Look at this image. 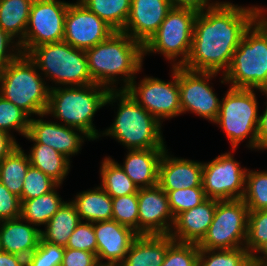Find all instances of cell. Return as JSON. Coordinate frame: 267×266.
<instances>
[{"mask_svg": "<svg viewBox=\"0 0 267 266\" xmlns=\"http://www.w3.org/2000/svg\"><path fill=\"white\" fill-rule=\"evenodd\" d=\"M85 53L94 83L110 90H117L119 80L122 86L118 90H124L142 71L143 45L121 31H115Z\"/></svg>", "mask_w": 267, "mask_h": 266, "instance_id": "7a4b0ae2", "label": "cell"}, {"mask_svg": "<svg viewBox=\"0 0 267 266\" xmlns=\"http://www.w3.org/2000/svg\"><path fill=\"white\" fill-rule=\"evenodd\" d=\"M139 235H167L174 224L168 195L158 185L138 189Z\"/></svg>", "mask_w": 267, "mask_h": 266, "instance_id": "e0dca14e", "label": "cell"}, {"mask_svg": "<svg viewBox=\"0 0 267 266\" xmlns=\"http://www.w3.org/2000/svg\"><path fill=\"white\" fill-rule=\"evenodd\" d=\"M256 20L254 5L238 6L228 1L198 12L190 55L183 67L224 75L244 33Z\"/></svg>", "mask_w": 267, "mask_h": 266, "instance_id": "6da1fadb", "label": "cell"}, {"mask_svg": "<svg viewBox=\"0 0 267 266\" xmlns=\"http://www.w3.org/2000/svg\"><path fill=\"white\" fill-rule=\"evenodd\" d=\"M71 202L81 221L95 223L112 220V197L100 185L79 192Z\"/></svg>", "mask_w": 267, "mask_h": 266, "instance_id": "d4e9b609", "label": "cell"}, {"mask_svg": "<svg viewBox=\"0 0 267 266\" xmlns=\"http://www.w3.org/2000/svg\"><path fill=\"white\" fill-rule=\"evenodd\" d=\"M199 251L196 243L173 240L168 245L162 266H199Z\"/></svg>", "mask_w": 267, "mask_h": 266, "instance_id": "74e56055", "label": "cell"}, {"mask_svg": "<svg viewBox=\"0 0 267 266\" xmlns=\"http://www.w3.org/2000/svg\"><path fill=\"white\" fill-rule=\"evenodd\" d=\"M27 55L41 70L45 81H52L49 89L57 85L69 87L95 84L88 70L85 50L77 49L65 41L34 47Z\"/></svg>", "mask_w": 267, "mask_h": 266, "instance_id": "52a82bcc", "label": "cell"}, {"mask_svg": "<svg viewBox=\"0 0 267 266\" xmlns=\"http://www.w3.org/2000/svg\"><path fill=\"white\" fill-rule=\"evenodd\" d=\"M218 201L207 198L200 205L178 214L169 235L174 241L198 244L212 223Z\"/></svg>", "mask_w": 267, "mask_h": 266, "instance_id": "44dd1931", "label": "cell"}, {"mask_svg": "<svg viewBox=\"0 0 267 266\" xmlns=\"http://www.w3.org/2000/svg\"><path fill=\"white\" fill-rule=\"evenodd\" d=\"M0 266H26V258L2 251L0 253Z\"/></svg>", "mask_w": 267, "mask_h": 266, "instance_id": "681fc988", "label": "cell"}, {"mask_svg": "<svg viewBox=\"0 0 267 266\" xmlns=\"http://www.w3.org/2000/svg\"><path fill=\"white\" fill-rule=\"evenodd\" d=\"M218 73L193 71L178 66V86L182 114L191 112L212 123L220 111L221 100L213 90L212 78Z\"/></svg>", "mask_w": 267, "mask_h": 266, "instance_id": "5bb4252c", "label": "cell"}, {"mask_svg": "<svg viewBox=\"0 0 267 266\" xmlns=\"http://www.w3.org/2000/svg\"><path fill=\"white\" fill-rule=\"evenodd\" d=\"M100 186L112 197L126 196L138 192V187L126 175L123 168L112 157L106 156L100 166Z\"/></svg>", "mask_w": 267, "mask_h": 266, "instance_id": "4dcf8cb0", "label": "cell"}, {"mask_svg": "<svg viewBox=\"0 0 267 266\" xmlns=\"http://www.w3.org/2000/svg\"><path fill=\"white\" fill-rule=\"evenodd\" d=\"M60 186L57 185L52 191L39 197L24 200L21 205V217L38 228L40 225L45 226L66 202L56 190Z\"/></svg>", "mask_w": 267, "mask_h": 266, "instance_id": "f1b7e54d", "label": "cell"}, {"mask_svg": "<svg viewBox=\"0 0 267 266\" xmlns=\"http://www.w3.org/2000/svg\"><path fill=\"white\" fill-rule=\"evenodd\" d=\"M33 1L0 0V27L18 44L24 40Z\"/></svg>", "mask_w": 267, "mask_h": 266, "instance_id": "83f0119b", "label": "cell"}, {"mask_svg": "<svg viewBox=\"0 0 267 266\" xmlns=\"http://www.w3.org/2000/svg\"><path fill=\"white\" fill-rule=\"evenodd\" d=\"M167 195L174 218L178 214L200 205L207 199L203 187L170 190Z\"/></svg>", "mask_w": 267, "mask_h": 266, "instance_id": "ab89813d", "label": "cell"}, {"mask_svg": "<svg viewBox=\"0 0 267 266\" xmlns=\"http://www.w3.org/2000/svg\"><path fill=\"white\" fill-rule=\"evenodd\" d=\"M58 184L45 173L32 165L29 166L23 181L21 203L52 191Z\"/></svg>", "mask_w": 267, "mask_h": 266, "instance_id": "f35d334b", "label": "cell"}, {"mask_svg": "<svg viewBox=\"0 0 267 266\" xmlns=\"http://www.w3.org/2000/svg\"><path fill=\"white\" fill-rule=\"evenodd\" d=\"M252 257L245 247L237 249H200L199 266H249Z\"/></svg>", "mask_w": 267, "mask_h": 266, "instance_id": "e575fe53", "label": "cell"}, {"mask_svg": "<svg viewBox=\"0 0 267 266\" xmlns=\"http://www.w3.org/2000/svg\"><path fill=\"white\" fill-rule=\"evenodd\" d=\"M249 209L242 199L218 201L199 249L222 250L245 247Z\"/></svg>", "mask_w": 267, "mask_h": 266, "instance_id": "30bf717a", "label": "cell"}, {"mask_svg": "<svg viewBox=\"0 0 267 266\" xmlns=\"http://www.w3.org/2000/svg\"><path fill=\"white\" fill-rule=\"evenodd\" d=\"M115 31H122L131 10V0H78Z\"/></svg>", "mask_w": 267, "mask_h": 266, "instance_id": "1f68e13d", "label": "cell"}, {"mask_svg": "<svg viewBox=\"0 0 267 266\" xmlns=\"http://www.w3.org/2000/svg\"><path fill=\"white\" fill-rule=\"evenodd\" d=\"M240 164L230 151L203 162L202 186L206 197L219 201L242 199L248 169Z\"/></svg>", "mask_w": 267, "mask_h": 266, "instance_id": "4fadbf2b", "label": "cell"}, {"mask_svg": "<svg viewBox=\"0 0 267 266\" xmlns=\"http://www.w3.org/2000/svg\"><path fill=\"white\" fill-rule=\"evenodd\" d=\"M30 116L0 95V130L11 134V130L25 136L29 129Z\"/></svg>", "mask_w": 267, "mask_h": 266, "instance_id": "d590c367", "label": "cell"}, {"mask_svg": "<svg viewBox=\"0 0 267 266\" xmlns=\"http://www.w3.org/2000/svg\"><path fill=\"white\" fill-rule=\"evenodd\" d=\"M21 200L0 181V221L21 217Z\"/></svg>", "mask_w": 267, "mask_h": 266, "instance_id": "7bdbcfd3", "label": "cell"}, {"mask_svg": "<svg viewBox=\"0 0 267 266\" xmlns=\"http://www.w3.org/2000/svg\"><path fill=\"white\" fill-rule=\"evenodd\" d=\"M39 72L35 62L23 53L0 70V95L30 117L45 114L48 106L49 84Z\"/></svg>", "mask_w": 267, "mask_h": 266, "instance_id": "8992f818", "label": "cell"}, {"mask_svg": "<svg viewBox=\"0 0 267 266\" xmlns=\"http://www.w3.org/2000/svg\"><path fill=\"white\" fill-rule=\"evenodd\" d=\"M46 114H41L38 119L30 118L29 129L24 136L33 143H41L52 147L60 154L70 158L82 150V145L86 140L91 141L90 137L82 130L65 126L55 121H46Z\"/></svg>", "mask_w": 267, "mask_h": 266, "instance_id": "2e32d148", "label": "cell"}, {"mask_svg": "<svg viewBox=\"0 0 267 266\" xmlns=\"http://www.w3.org/2000/svg\"><path fill=\"white\" fill-rule=\"evenodd\" d=\"M242 200L249 211L267 210V170H247Z\"/></svg>", "mask_w": 267, "mask_h": 266, "instance_id": "836d02e7", "label": "cell"}, {"mask_svg": "<svg viewBox=\"0 0 267 266\" xmlns=\"http://www.w3.org/2000/svg\"><path fill=\"white\" fill-rule=\"evenodd\" d=\"M172 8L169 0H131L130 15L121 32L144 46Z\"/></svg>", "mask_w": 267, "mask_h": 266, "instance_id": "d6986e66", "label": "cell"}, {"mask_svg": "<svg viewBox=\"0 0 267 266\" xmlns=\"http://www.w3.org/2000/svg\"><path fill=\"white\" fill-rule=\"evenodd\" d=\"M115 30L78 0L66 12L63 41L87 50L108 39Z\"/></svg>", "mask_w": 267, "mask_h": 266, "instance_id": "9a60e30c", "label": "cell"}, {"mask_svg": "<svg viewBox=\"0 0 267 266\" xmlns=\"http://www.w3.org/2000/svg\"><path fill=\"white\" fill-rule=\"evenodd\" d=\"M171 81L146 76L140 82L136 77L124 89L147 112L161 123L182 114L178 86V66L171 70Z\"/></svg>", "mask_w": 267, "mask_h": 266, "instance_id": "8fae6325", "label": "cell"}, {"mask_svg": "<svg viewBox=\"0 0 267 266\" xmlns=\"http://www.w3.org/2000/svg\"><path fill=\"white\" fill-rule=\"evenodd\" d=\"M166 148L128 150L123 165L126 175L140 188L158 185V166Z\"/></svg>", "mask_w": 267, "mask_h": 266, "instance_id": "603a6c76", "label": "cell"}, {"mask_svg": "<svg viewBox=\"0 0 267 266\" xmlns=\"http://www.w3.org/2000/svg\"><path fill=\"white\" fill-rule=\"evenodd\" d=\"M172 7L191 8L198 12L215 6L219 1L211 0H169ZM211 2V3H210Z\"/></svg>", "mask_w": 267, "mask_h": 266, "instance_id": "7dc6e473", "label": "cell"}, {"mask_svg": "<svg viewBox=\"0 0 267 266\" xmlns=\"http://www.w3.org/2000/svg\"><path fill=\"white\" fill-rule=\"evenodd\" d=\"M197 14L198 11L191 8L173 7L156 33L143 46L144 56L159 52L170 61L171 66H183L190 55Z\"/></svg>", "mask_w": 267, "mask_h": 266, "instance_id": "9c48e42d", "label": "cell"}, {"mask_svg": "<svg viewBox=\"0 0 267 266\" xmlns=\"http://www.w3.org/2000/svg\"><path fill=\"white\" fill-rule=\"evenodd\" d=\"M263 95L267 97V90H259ZM265 110L259 115L258 131H257V149L267 150V101L265 103Z\"/></svg>", "mask_w": 267, "mask_h": 266, "instance_id": "bcb514c9", "label": "cell"}, {"mask_svg": "<svg viewBox=\"0 0 267 266\" xmlns=\"http://www.w3.org/2000/svg\"><path fill=\"white\" fill-rule=\"evenodd\" d=\"M256 21L244 33L221 84L267 90V8L254 6Z\"/></svg>", "mask_w": 267, "mask_h": 266, "instance_id": "3957f363", "label": "cell"}, {"mask_svg": "<svg viewBox=\"0 0 267 266\" xmlns=\"http://www.w3.org/2000/svg\"><path fill=\"white\" fill-rule=\"evenodd\" d=\"M61 266H100L94 253L65 248Z\"/></svg>", "mask_w": 267, "mask_h": 266, "instance_id": "ee69618b", "label": "cell"}, {"mask_svg": "<svg viewBox=\"0 0 267 266\" xmlns=\"http://www.w3.org/2000/svg\"><path fill=\"white\" fill-rule=\"evenodd\" d=\"M110 91L99 84L54 87L49 91L45 114L61 120L60 124L82 130L92 141L97 140L102 132L96 129L93 119L106 106Z\"/></svg>", "mask_w": 267, "mask_h": 266, "instance_id": "5b68a950", "label": "cell"}, {"mask_svg": "<svg viewBox=\"0 0 267 266\" xmlns=\"http://www.w3.org/2000/svg\"><path fill=\"white\" fill-rule=\"evenodd\" d=\"M245 249L251 256L267 255V210L249 211Z\"/></svg>", "mask_w": 267, "mask_h": 266, "instance_id": "d6a6232c", "label": "cell"}, {"mask_svg": "<svg viewBox=\"0 0 267 266\" xmlns=\"http://www.w3.org/2000/svg\"><path fill=\"white\" fill-rule=\"evenodd\" d=\"M112 220L126 226L139 235L138 192L112 198Z\"/></svg>", "mask_w": 267, "mask_h": 266, "instance_id": "8d00e7d4", "label": "cell"}, {"mask_svg": "<svg viewBox=\"0 0 267 266\" xmlns=\"http://www.w3.org/2000/svg\"><path fill=\"white\" fill-rule=\"evenodd\" d=\"M249 266H267V256H253Z\"/></svg>", "mask_w": 267, "mask_h": 266, "instance_id": "f907efd6", "label": "cell"}, {"mask_svg": "<svg viewBox=\"0 0 267 266\" xmlns=\"http://www.w3.org/2000/svg\"><path fill=\"white\" fill-rule=\"evenodd\" d=\"M30 161L22 146L16 148L0 162V181L21 200L23 181L29 169Z\"/></svg>", "mask_w": 267, "mask_h": 266, "instance_id": "f546056e", "label": "cell"}, {"mask_svg": "<svg viewBox=\"0 0 267 266\" xmlns=\"http://www.w3.org/2000/svg\"><path fill=\"white\" fill-rule=\"evenodd\" d=\"M30 149V165L38 168L58 185H62L70 172L71 161L48 145L33 143Z\"/></svg>", "mask_w": 267, "mask_h": 266, "instance_id": "484cf974", "label": "cell"}, {"mask_svg": "<svg viewBox=\"0 0 267 266\" xmlns=\"http://www.w3.org/2000/svg\"><path fill=\"white\" fill-rule=\"evenodd\" d=\"M97 240V260L100 266H119L138 236L132 229L115 220L93 223ZM106 262H103V260Z\"/></svg>", "mask_w": 267, "mask_h": 266, "instance_id": "ac0fdd59", "label": "cell"}, {"mask_svg": "<svg viewBox=\"0 0 267 266\" xmlns=\"http://www.w3.org/2000/svg\"><path fill=\"white\" fill-rule=\"evenodd\" d=\"M254 89L230 87L222 97L216 123L226 133L232 151L247 139V147L257 150L259 121L258 101Z\"/></svg>", "mask_w": 267, "mask_h": 266, "instance_id": "ba28073f", "label": "cell"}, {"mask_svg": "<svg viewBox=\"0 0 267 266\" xmlns=\"http://www.w3.org/2000/svg\"><path fill=\"white\" fill-rule=\"evenodd\" d=\"M36 225L22 217L0 221V244L2 251L29 257L37 248L41 232Z\"/></svg>", "mask_w": 267, "mask_h": 266, "instance_id": "7402d4cb", "label": "cell"}, {"mask_svg": "<svg viewBox=\"0 0 267 266\" xmlns=\"http://www.w3.org/2000/svg\"><path fill=\"white\" fill-rule=\"evenodd\" d=\"M65 247L40 238L36 250L26 258V266H61Z\"/></svg>", "mask_w": 267, "mask_h": 266, "instance_id": "60d3db41", "label": "cell"}, {"mask_svg": "<svg viewBox=\"0 0 267 266\" xmlns=\"http://www.w3.org/2000/svg\"><path fill=\"white\" fill-rule=\"evenodd\" d=\"M65 248L89 251L97 255V240L93 223L81 221L70 236Z\"/></svg>", "mask_w": 267, "mask_h": 266, "instance_id": "b9f144b4", "label": "cell"}, {"mask_svg": "<svg viewBox=\"0 0 267 266\" xmlns=\"http://www.w3.org/2000/svg\"><path fill=\"white\" fill-rule=\"evenodd\" d=\"M203 162L173 157L166 148L158 166V186L170 190L203 187Z\"/></svg>", "mask_w": 267, "mask_h": 266, "instance_id": "ffe728a7", "label": "cell"}, {"mask_svg": "<svg viewBox=\"0 0 267 266\" xmlns=\"http://www.w3.org/2000/svg\"><path fill=\"white\" fill-rule=\"evenodd\" d=\"M172 241L169 234L138 235L119 266H162Z\"/></svg>", "mask_w": 267, "mask_h": 266, "instance_id": "cb8c5ba5", "label": "cell"}, {"mask_svg": "<svg viewBox=\"0 0 267 266\" xmlns=\"http://www.w3.org/2000/svg\"><path fill=\"white\" fill-rule=\"evenodd\" d=\"M69 3L61 0H34L21 53L28 54L34 47L63 41L65 18Z\"/></svg>", "mask_w": 267, "mask_h": 266, "instance_id": "7c38bea8", "label": "cell"}, {"mask_svg": "<svg viewBox=\"0 0 267 266\" xmlns=\"http://www.w3.org/2000/svg\"><path fill=\"white\" fill-rule=\"evenodd\" d=\"M117 103V112L114 122L102 136H110L127 150L166 148L162 123L139 103H137L125 90H111L106 105Z\"/></svg>", "mask_w": 267, "mask_h": 266, "instance_id": "277c9868", "label": "cell"}, {"mask_svg": "<svg viewBox=\"0 0 267 266\" xmlns=\"http://www.w3.org/2000/svg\"><path fill=\"white\" fill-rule=\"evenodd\" d=\"M81 222L75 205L69 200L53 215L40 230L41 239L45 242L66 247L70 236Z\"/></svg>", "mask_w": 267, "mask_h": 266, "instance_id": "4316f807", "label": "cell"}, {"mask_svg": "<svg viewBox=\"0 0 267 266\" xmlns=\"http://www.w3.org/2000/svg\"><path fill=\"white\" fill-rule=\"evenodd\" d=\"M19 146L14 136L0 130V162Z\"/></svg>", "mask_w": 267, "mask_h": 266, "instance_id": "c3c4849f", "label": "cell"}, {"mask_svg": "<svg viewBox=\"0 0 267 266\" xmlns=\"http://www.w3.org/2000/svg\"><path fill=\"white\" fill-rule=\"evenodd\" d=\"M20 53L19 44L0 27V70Z\"/></svg>", "mask_w": 267, "mask_h": 266, "instance_id": "f6af8a7d", "label": "cell"}]
</instances>
